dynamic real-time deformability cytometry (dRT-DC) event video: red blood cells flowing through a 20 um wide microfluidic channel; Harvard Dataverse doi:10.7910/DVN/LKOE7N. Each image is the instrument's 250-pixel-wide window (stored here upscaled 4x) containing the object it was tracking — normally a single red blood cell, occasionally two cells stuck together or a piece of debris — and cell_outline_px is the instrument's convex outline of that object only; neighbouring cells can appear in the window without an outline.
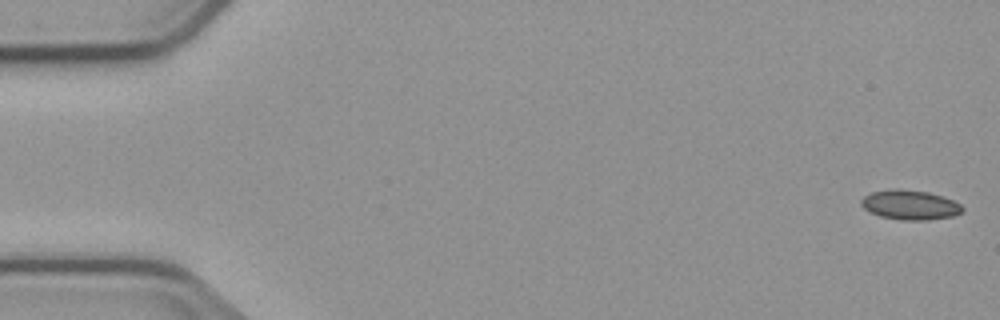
{"species": "common noctule bat (a hibernating species)", "species_latin": "Nyctalus noctula", "temperature_condition": "cold", "stored_images_in_passage": 5, "camera_frame_rate_fps": 3000, "um_per_image_px": 0.085, "animal": {"sex": "male", "body_mass_g": 23.1, "forearm_length_mm": 52.7}, "frame": {"image": 1, "passage_image": 1, "time_ms": 0.0, "image_size_px": [1000, 320], "cell_outline_px": [[964, 212], [952, 216], [928, 220], [900, 220], [880, 216], [864, 208], [860, 204], [860, 200], [864, 196], [872, 192], [896, 188], [928, 192], [952, 200], [960, 204], [964, 208]], "centroid_in_image_um": [77.35, 17.42], "position_along_channel_um": 7.6, "area_um2": 17.4}}